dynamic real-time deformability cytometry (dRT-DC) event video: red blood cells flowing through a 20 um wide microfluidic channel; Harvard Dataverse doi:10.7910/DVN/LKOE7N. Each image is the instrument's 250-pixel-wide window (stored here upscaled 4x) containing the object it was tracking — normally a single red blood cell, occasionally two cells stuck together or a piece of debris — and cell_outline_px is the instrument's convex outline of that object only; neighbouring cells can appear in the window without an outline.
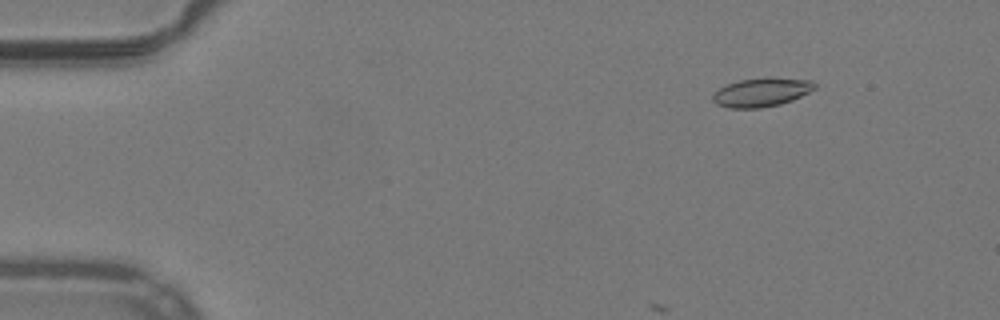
{"species": "common noctule bat (a hibernating species)", "species_latin": "Nyctalus noctula", "temperature_condition": "warm", "stored_images_in_passage": 16, "camera_frame_rate_fps": 3000, "um_per_image_px": 0.085, "animal": {"sex": "male", "body_mass_g": 19.2, "forearm_length_mm": 51.8}, "frame": {"image": 1, "passage_image": 7, "time_ms": 2.0, "image_size_px": [1000, 320], "cell_outline_px": [[816, 88], [792, 100], [780, 104], [760, 108], [728, 108], [716, 104], [712, 100], [712, 96], [720, 88], [728, 84], [740, 80], [812, 80], [816, 84]], "centroid_in_image_um": [64.68, 7.9], "position_along_channel_um": 20.3, "area_um2": 16.18}}
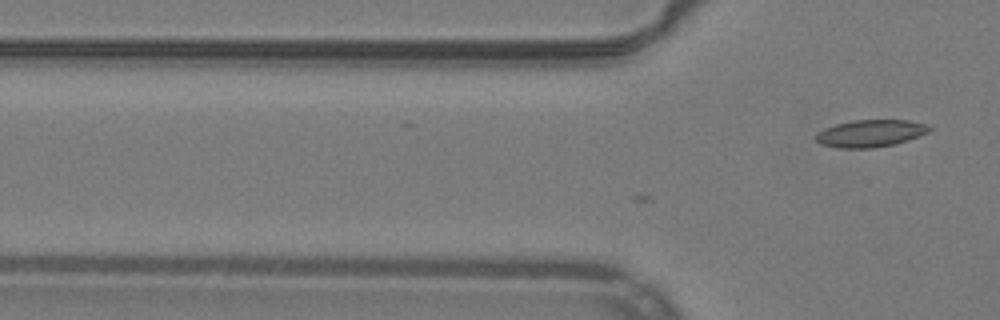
{"frame": {"image": 2, "passage_image": 16, "time_ms": 5.0, "image_size_px": [1000, 320], "cell_outline_px": [[932, 128], [928, 132], [908, 140], [896, 144], [872, 148], [836, 148], [820, 144], [816, 140], [816, 132], [824, 128], [836, 124], [856, 120], [908, 120], [928, 124]], "centroid_in_image_um": [73.98, 11.34], "position_along_channel_um": 51.8, "area_um2": 18.09}}